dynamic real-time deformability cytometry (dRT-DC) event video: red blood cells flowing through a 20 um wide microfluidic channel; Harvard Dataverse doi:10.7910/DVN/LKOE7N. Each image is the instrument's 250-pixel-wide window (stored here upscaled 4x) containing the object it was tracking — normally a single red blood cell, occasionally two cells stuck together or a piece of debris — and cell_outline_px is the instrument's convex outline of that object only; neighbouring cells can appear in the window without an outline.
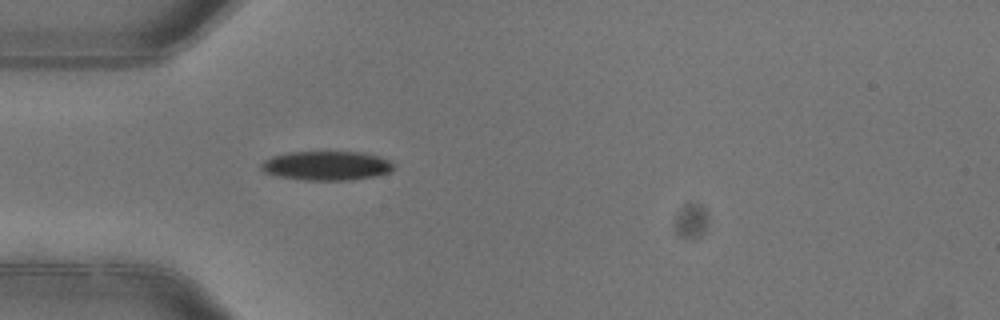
{"species": "common noctule bat (a hibernating species)", "species_latin": "Nyctalus noctula", "temperature_condition": "warm", "stored_images_in_passage": 2, "camera_frame_rate_fps": 3000, "um_per_image_px": 0.085, "animal": {"sex": "female"}, "frame": {"image": 1, "passage_image": 2, "time_ms": 0.333, "image_size_px": [1000, 320], "cell_outline_px": [[392, 172], [352, 180], [304, 180], [280, 176], [264, 172], [260, 168], [260, 164], [264, 160], [272, 156], [288, 152], [360, 152], [376, 156], [388, 160], [392, 164]], "centroid_in_image_um": [27.71, 14.08], "position_along_channel_um": 57.3, "area_um2": 22.31}}